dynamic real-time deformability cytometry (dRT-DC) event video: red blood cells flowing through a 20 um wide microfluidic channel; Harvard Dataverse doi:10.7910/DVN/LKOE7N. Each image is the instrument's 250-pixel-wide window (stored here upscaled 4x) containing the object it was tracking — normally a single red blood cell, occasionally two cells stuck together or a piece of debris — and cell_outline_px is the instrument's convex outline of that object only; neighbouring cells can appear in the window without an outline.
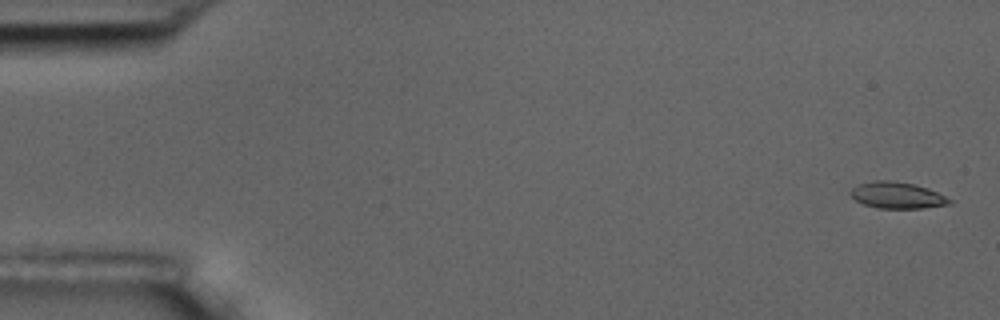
{"species": "common noctule bat (a hibernating species)", "species_latin": "Nyctalus noctula", "temperature_condition": "room temperature", "stored_images_in_passage": 5, "camera_frame_rate_fps": 3000, "um_per_image_px": 0.085, "animal": {"sex": "male", "body_mass_g": 17.5, "forearm_length_mm": 52.3}, "frame": {"image": 1, "passage_image": 1, "time_ms": 0.0, "image_size_px": [1000, 320], "cell_outline_px": [[952, 200], [948, 204], [920, 208], [876, 208], [864, 204], [856, 200], [848, 192], [856, 184], [872, 180], [896, 180], [916, 184], [928, 188]], "centroid_in_image_um": [76.19, 16.57], "position_along_channel_um": 8.8, "area_um2": 15.32}}
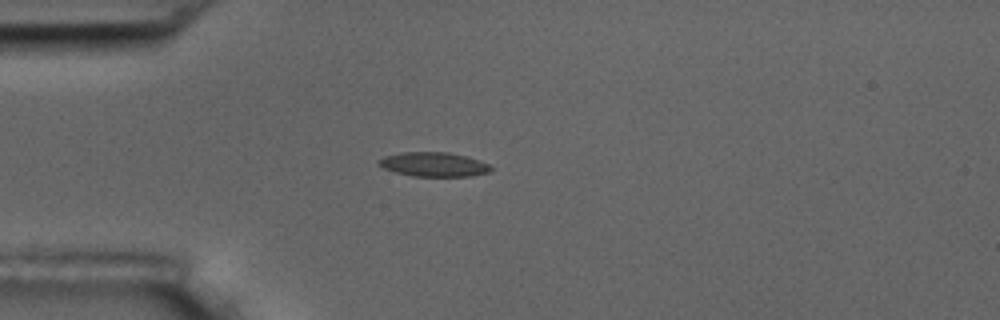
{"frame": {"image": 2, "passage_image": 5, "time_ms": 4.667, "image_size_px": [1000, 320], "cell_outline_px": [[492, 168], [488, 172], [472, 176], [412, 176], [396, 172], [384, 168], [376, 164], [376, 160], [384, 156], [400, 152], [448, 152], [480, 160], [488, 164]], "centroid_in_image_um": [36.81, 13.97], "position_along_channel_um": 48.2, "area_um2": 15.9}}